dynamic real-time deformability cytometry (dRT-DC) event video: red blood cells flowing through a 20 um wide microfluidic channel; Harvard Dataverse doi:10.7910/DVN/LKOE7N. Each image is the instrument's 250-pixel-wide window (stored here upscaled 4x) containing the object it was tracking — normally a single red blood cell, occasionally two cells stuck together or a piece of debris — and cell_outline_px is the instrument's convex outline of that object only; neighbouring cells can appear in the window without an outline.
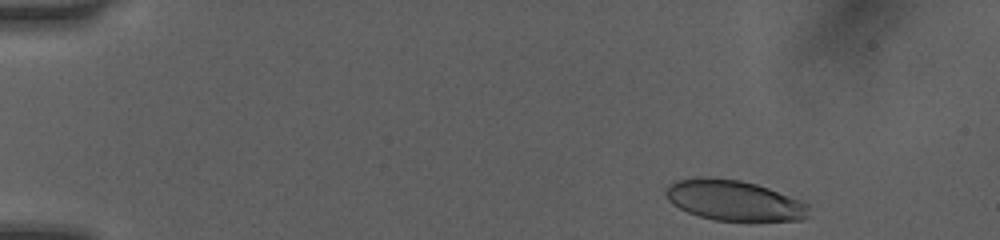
{"species": "human", "species_latin": "Homo sapiens", "temperature_condition": "room temperature", "stored_images_in_passage": 50, "camera_frame_rate_fps": 3000, "um_per_image_px": 0.085, "donor": {"sex": "female"}, "frame": {"image": 1, "passage_image": 1, "time_ms": 0.0, "image_size_px": [1000, 240], "cell_outline_px": [[808, 216], [804, 220], [716, 220], [700, 216], [688, 212], [672, 204], [668, 200], [664, 192], [668, 184], [676, 180], [692, 176], [708, 176], [740, 180], [756, 184], [768, 188], [800, 200], [808, 204]], "centroid_in_image_um": [62.33, 17.0], "position_along_channel_um": 22.7, "area_um2": 33.76}}
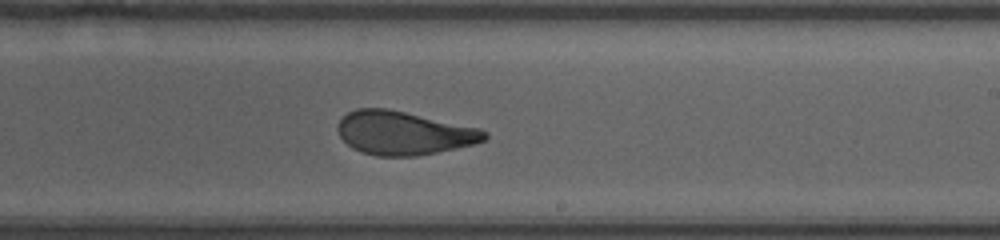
{"frame": {"image": 2, "passage_image": 27, "time_ms": 8.333, "image_size_px": [1000, 240], "cell_outline_px": [[488, 136], [484, 140], [472, 144], [456, 148], [416, 156], [376, 156], [352, 148], [340, 136], [336, 128], [340, 120], [348, 112], [356, 108], [384, 108], [404, 112], [480, 128], [488, 132]], "centroid_in_image_um": [34.3, 11.3], "position_along_channel_um": 254.7, "area_um2": 36.88}}
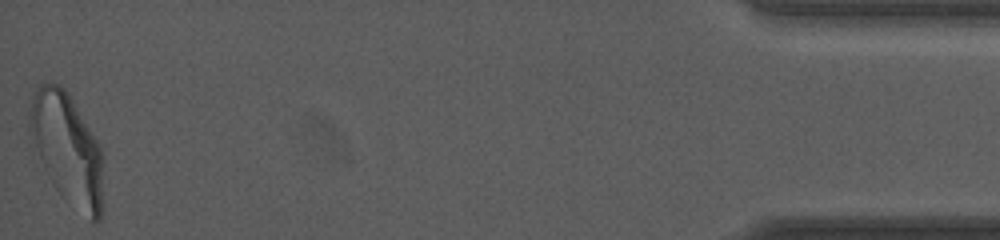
{"frame": {"image": 3, "passage_image": 50, "time_ms": 14.667, "image_size_px": [1000, 240], "cell_outline_px": [[104, 208], [100, 220], [96, 224], [92, 224], [40, 156], [28, 132], [28, 120], [32, 100], [36, 88], [40, 84], [52, 80], [60, 84], [68, 92], [96, 140], [100, 148], [104, 160]], "centroid_in_image_um": [5.8, 12.52], "position_along_channel_um": 429.4, "area_um2": 45.55}, "authors_computed_cell_mechanics": {"area_um2": 38.0613, "velocity_mm_per_s": 4.11, "shape_relaxation_time_tau1_ms": 4.8564, "shape_relaxation_time_tau2_ms": 1.1261, "deformation_change_tau1": 0.1728, "deformation_change_tau2": 0.0836}}